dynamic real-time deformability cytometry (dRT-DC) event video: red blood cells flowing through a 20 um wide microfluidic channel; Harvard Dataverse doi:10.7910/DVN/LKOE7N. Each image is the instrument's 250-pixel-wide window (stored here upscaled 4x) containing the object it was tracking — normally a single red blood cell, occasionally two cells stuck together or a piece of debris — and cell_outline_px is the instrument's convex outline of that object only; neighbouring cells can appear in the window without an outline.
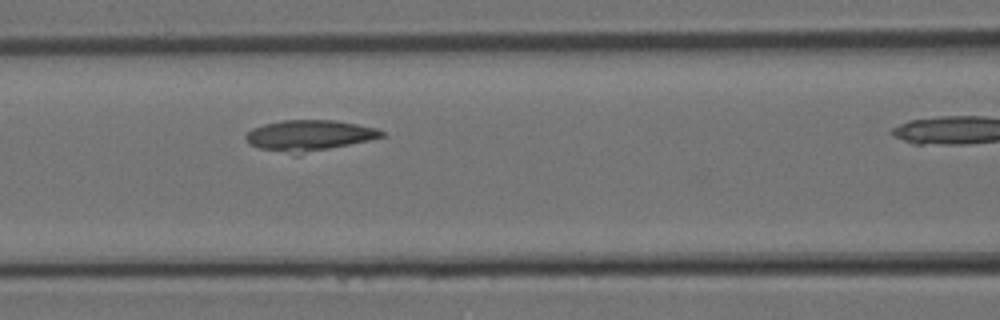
{"species": "Egyptian fruit bat (a non-hibernating species)", "species_latin": "Rousettus aegyptiacus", "temperature_condition": "room temperature", "stored_images_in_passage": 9, "segment_of_instrument_passage": [1, 2], "camera_frame_rate_fps": 3000, "um_per_image_px": 0.085, "animal": {"sex": "female"}, "frame": {"image": 1, "passage_image": 8, "time_ms": 2.333, "image_size_px": [1000, 320], "cell_outline_px": [[384, 136], [368, 140], [300, 156], [292, 156], [260, 148], [248, 144], [244, 136], [252, 128], [264, 124], [284, 120], [336, 120], [376, 128], [384, 132]], "centroid_in_image_um": [26.23, 11.55], "position_along_channel_um": 140.4, "area_um2": 24.91}}